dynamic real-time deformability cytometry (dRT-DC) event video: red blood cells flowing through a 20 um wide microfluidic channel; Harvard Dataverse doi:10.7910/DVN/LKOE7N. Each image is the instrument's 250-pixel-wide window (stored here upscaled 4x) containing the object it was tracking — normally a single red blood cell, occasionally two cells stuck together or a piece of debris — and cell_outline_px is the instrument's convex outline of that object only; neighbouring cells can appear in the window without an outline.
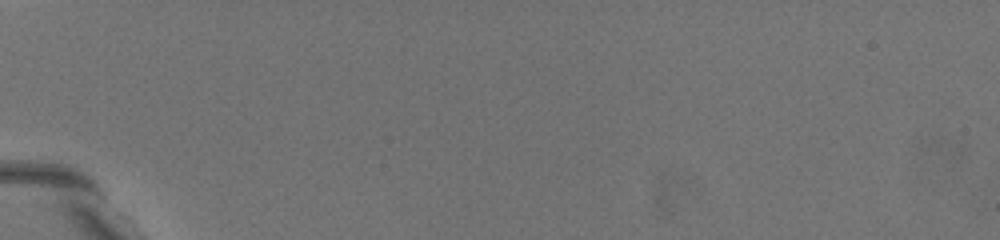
{"species": "common noctule bat (a hibernating species)", "species_latin": "Nyctalus noctula", "temperature_condition": "warm", "stored_images_in_passage": 3, "camera_frame_rate_fps": 3000, "um_per_image_px": 0.085, "animal": {"sex": "female", "body_mass_g": 19.5, "forearm_length_mm": 54.1}, "frame": {"image": 1, "passage_image": 1, "time_ms": 0.0, "image_size_px": [1000, 240], "cell_outline_px": [[180, 212], [164, 204], [120, 168], [116, 164], [108, 148], [108, 140], [120, 140], [128, 144], [144, 156], [180, 204]], "centroid_in_image_um": [12.04, 14.62], "position_along_channel_um": 73.0, "area_um2": 12.48}}